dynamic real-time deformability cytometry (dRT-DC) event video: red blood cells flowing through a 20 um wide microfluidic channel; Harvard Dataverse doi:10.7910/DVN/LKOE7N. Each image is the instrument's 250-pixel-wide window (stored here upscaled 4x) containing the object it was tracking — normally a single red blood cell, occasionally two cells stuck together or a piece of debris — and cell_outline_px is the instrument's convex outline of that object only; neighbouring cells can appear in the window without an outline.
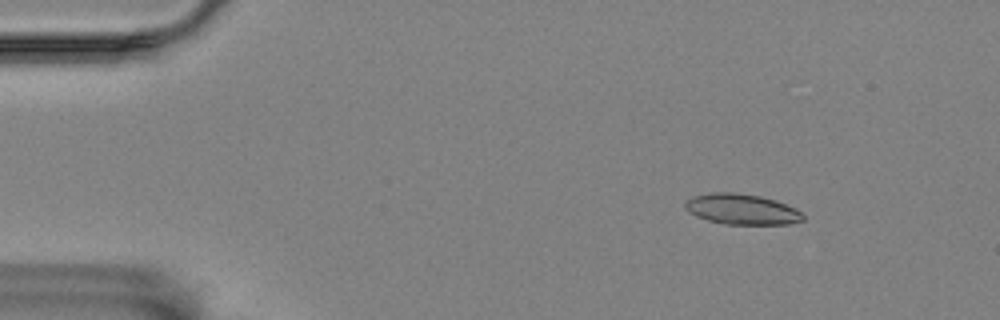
{"species": "Egyptian fruit bat (a non-hibernating species)", "species_latin": "Rousettus aegyptiacus", "temperature_condition": "room temperature", "stored_images_in_passage": 9, "camera_frame_rate_fps": 3000, "um_per_image_px": 0.085, "animal": {"sex": "female"}, "frame": {"image": 1, "passage_image": 3, "time_ms": 2.0, "image_size_px": [1000, 320], "cell_outline_px": [[804, 220], [788, 224], [728, 224], [708, 220], [696, 216], [688, 212], [684, 208], [684, 200], [692, 196], [712, 192], [736, 192], [760, 196], [796, 208], [804, 216]], "centroid_in_image_um": [62.99, 17.77], "position_along_channel_um": 22.0, "area_um2": 20.98}}
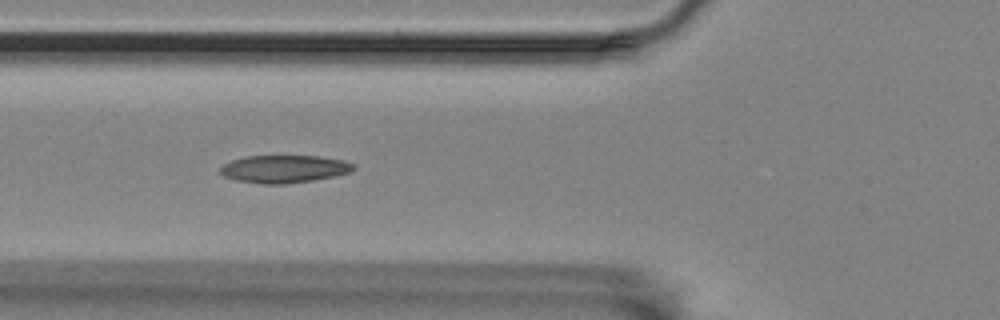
{"frame": {"image": 2, "passage_image": 7, "time_ms": 6.667, "image_size_px": [1000, 320], "cell_outline_px": [[356, 168], [352, 172], [312, 180], [284, 184], [264, 184], [236, 180], [224, 176], [220, 172], [220, 168], [224, 164], [232, 160], [244, 156], [320, 156], [344, 160], [356, 164]], "centroid_in_image_um": [24.18, 14.35], "position_along_channel_um": 101.6, "area_um2": 21.5}}
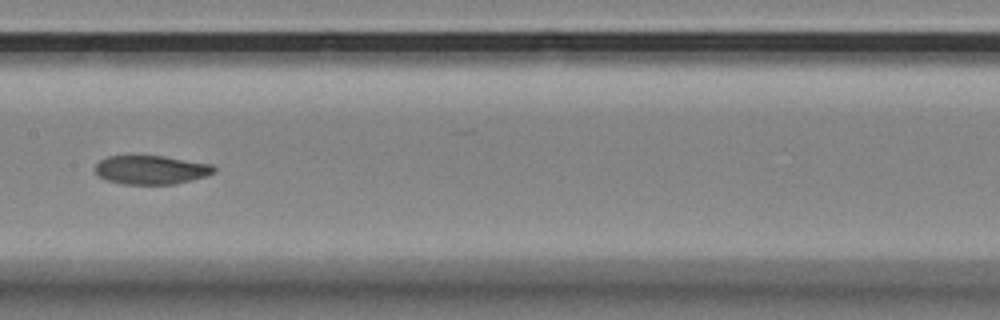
{"frame": {"image": 3, "passage_image": 9, "time_ms": 9.333, "image_size_px": [1000, 320], "cell_outline_px": [[216, 172], [192, 180], [172, 184], [124, 184], [108, 180], [100, 176], [92, 168], [100, 160], [108, 156], [164, 156], [212, 164], [216, 168]], "centroid_in_image_um": [12.85, 14.43], "position_along_channel_um": 194.6, "area_um2": 19.88}}